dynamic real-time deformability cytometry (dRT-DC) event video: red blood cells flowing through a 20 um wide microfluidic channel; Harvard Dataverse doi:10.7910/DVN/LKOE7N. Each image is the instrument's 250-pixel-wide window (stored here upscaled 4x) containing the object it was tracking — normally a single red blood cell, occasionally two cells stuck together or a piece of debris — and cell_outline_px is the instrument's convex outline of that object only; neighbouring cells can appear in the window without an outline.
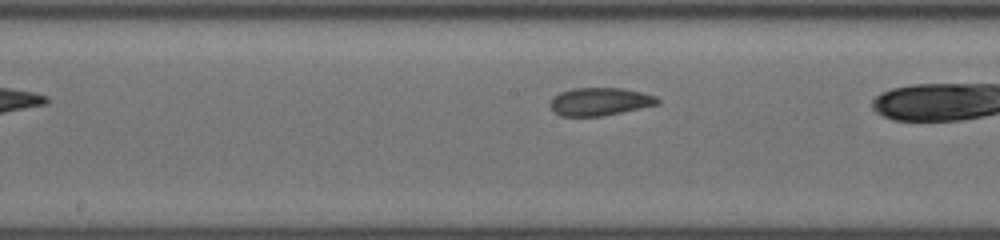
{"species": "common noctule bat (a hibernating species)", "species_latin": "Nyctalus noctula", "temperature_condition": "cold", "stored_images_in_passage": 26, "camera_frame_rate_fps": 3000, "um_per_image_px": 0.085, "animal": {"sex": "female", "body_mass_g": 19.5, "forearm_length_mm": 54.1}, "frame": {"image": 1, "passage_image": 12, "time_ms": 3.667, "image_size_px": [1000, 240], "cell_outline_px": [[660, 104], [600, 116], [560, 116], [548, 104], [552, 96], [560, 92], [572, 88], [624, 88], [656, 96], [660, 100]], "centroid_in_image_um": [50.96, 8.62], "position_along_channel_um": 197.2, "area_um2": 17.46}}